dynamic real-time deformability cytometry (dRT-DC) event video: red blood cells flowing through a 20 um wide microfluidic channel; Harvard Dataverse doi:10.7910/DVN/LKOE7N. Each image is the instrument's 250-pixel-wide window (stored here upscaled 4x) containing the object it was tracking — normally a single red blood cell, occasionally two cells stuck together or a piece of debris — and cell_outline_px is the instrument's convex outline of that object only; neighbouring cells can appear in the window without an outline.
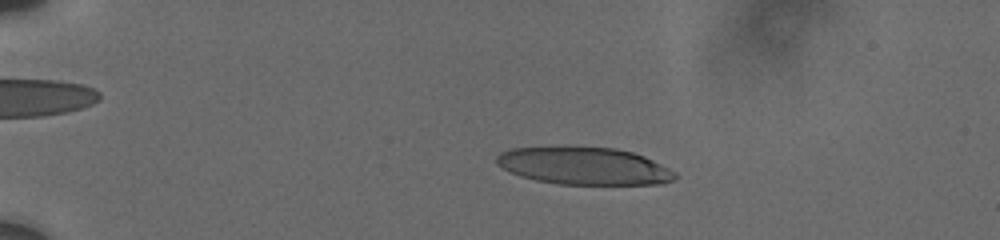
{"species": "human", "species_latin": "Homo sapiens", "temperature_condition": "cold", "stored_images_in_passage": 146, "camera_frame_rate_fps": 3000, "um_per_image_px": 0.085, "donor": {"sex": "male"}, "frame": {"image": 1, "passage_image": 26, "time_ms": 4.333, "image_size_px": [1000, 240], "cell_outline_px": [[676, 176], [672, 180], [664, 184], [560, 184], [536, 180], [520, 176], [496, 164], [496, 156], [500, 152], [512, 148], [560, 144], [564, 144], [616, 148], [632, 152], [644, 156], [676, 172]], "centroid_in_image_um": [49.59, 14.06], "position_along_channel_um": 35.4, "area_um2": 39.82}}
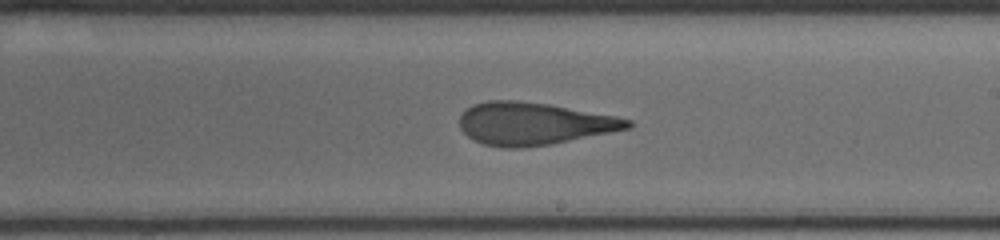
{"frame": {"image": 2, "passage_image": 87, "time_ms": 12.0, "image_size_px": [1000, 240], "cell_outline_px": [[632, 124], [628, 128], [552, 144], [520, 148], [504, 148], [484, 144], [472, 140], [460, 128], [460, 116], [472, 104], [488, 100], [516, 100], [548, 104], [616, 116], [632, 120]], "centroid_in_image_um": [45.32, 10.51], "position_along_channel_um": 243.7, "area_um2": 41.38}}
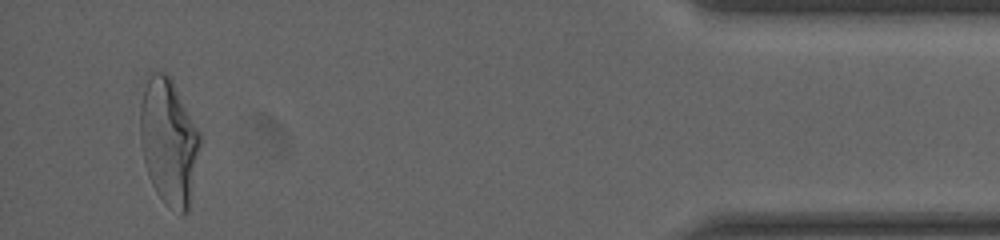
{"frame": {"image": 3, "passage_image": 139, "time_ms": 18.333, "image_size_px": [1000, 240], "cell_outline_px": [[204, 140], [188, 212], [180, 216], [164, 204], [156, 192], [152, 184], [144, 160], [140, 140], [140, 104], [144, 88], [152, 72], [164, 72], [172, 80], [204, 136]], "centroid_in_image_um": [14.41, 12.1], "position_along_channel_um": 420.8, "area_um2": 45.14}, "authors_computed_cell_mechanics": {"area_um2": 41.5582, "velocity_mm_per_s": 3.7198, "shape_relaxation_time_tau1_ms": 5.65, "shape_relaxation_time_tau2_ms": 2.0375, "deformation_change_tau1": 0.2459, "deformation_change_tau2": 0.1284}}